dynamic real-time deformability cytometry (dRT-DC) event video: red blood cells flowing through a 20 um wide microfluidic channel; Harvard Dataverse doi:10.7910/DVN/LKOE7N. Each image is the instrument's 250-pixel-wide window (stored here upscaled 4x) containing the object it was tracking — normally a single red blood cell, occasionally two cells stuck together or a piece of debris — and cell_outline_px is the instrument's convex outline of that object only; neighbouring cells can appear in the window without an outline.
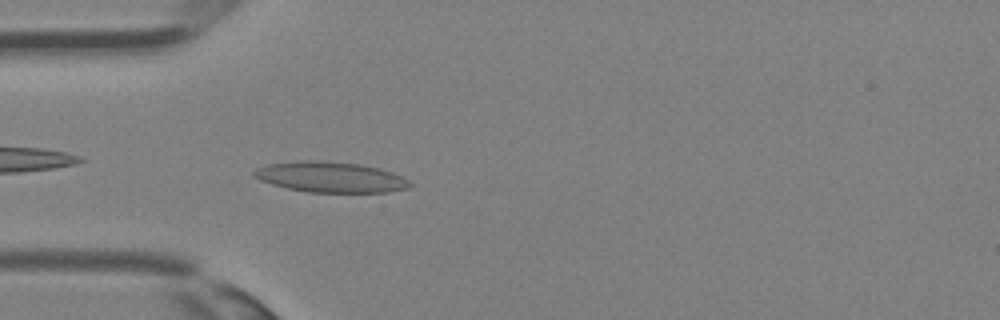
{"species": "Egyptian fruit bat (a non-hibernating species)", "species_latin": "Rousettus aegyptiacus", "temperature_condition": "room temperature", "stored_images_in_passage": 30, "camera_frame_rate_fps": 3000, "um_per_image_px": 0.085, "animal": {"sex": "female"}, "frame": {"image": 1, "passage_image": 5, "time_ms": 1.333, "image_size_px": [1000, 320], "cell_outline_px": [[412, 184], [408, 188], [388, 192], [308, 192], [288, 188], [272, 184], [260, 180], [252, 176], [252, 172], [256, 168], [268, 164], [308, 160], [320, 160], [360, 164], [380, 168], [392, 172], [408, 180]], "centroid_in_image_um": [28.08, 15.05], "position_along_channel_um": 56.9, "area_um2": 27.69}}
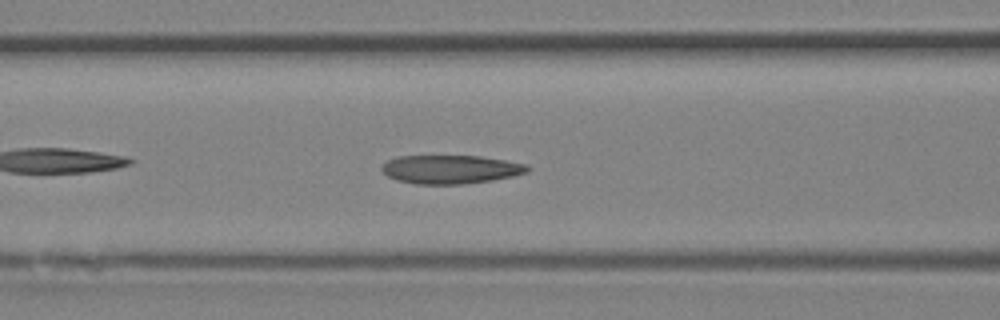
{"frame": {"image": 2, "passage_image": 9, "time_ms": 2.667, "image_size_px": [1000, 320], "cell_outline_px": [[528, 172], [512, 176], [492, 180], [460, 184], [416, 184], [396, 180], [388, 176], [380, 168], [388, 160], [396, 156], [480, 156], [504, 160], [524, 164], [528, 168]], "centroid_in_image_um": [38.25, 14.39], "position_along_channel_um": 128.3, "area_um2": 24.04}}
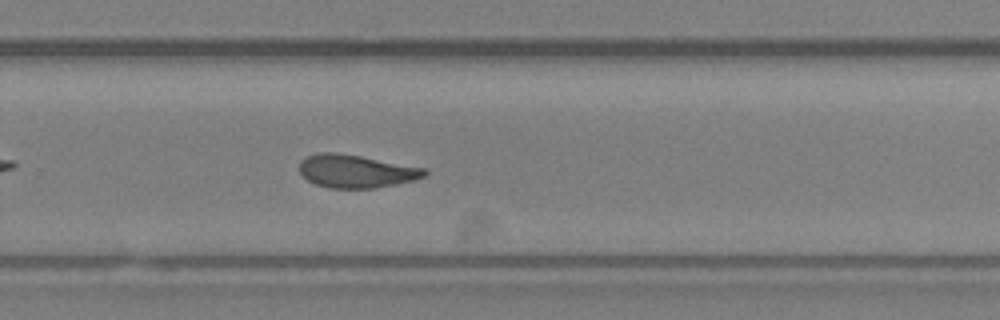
{"frame": {"image": 3, "passage_image": 18, "time_ms": 5.667, "image_size_px": [1000, 320], "cell_outline_px": [[428, 172], [424, 176], [412, 180], [396, 184], [376, 188], [328, 188], [316, 184], [308, 180], [300, 172], [300, 160], [308, 156], [320, 152], [336, 152], [360, 156], [424, 168]], "centroid_in_image_um": [30.24, 14.55], "position_along_channel_um": 299.6, "area_um2": 23.81}}